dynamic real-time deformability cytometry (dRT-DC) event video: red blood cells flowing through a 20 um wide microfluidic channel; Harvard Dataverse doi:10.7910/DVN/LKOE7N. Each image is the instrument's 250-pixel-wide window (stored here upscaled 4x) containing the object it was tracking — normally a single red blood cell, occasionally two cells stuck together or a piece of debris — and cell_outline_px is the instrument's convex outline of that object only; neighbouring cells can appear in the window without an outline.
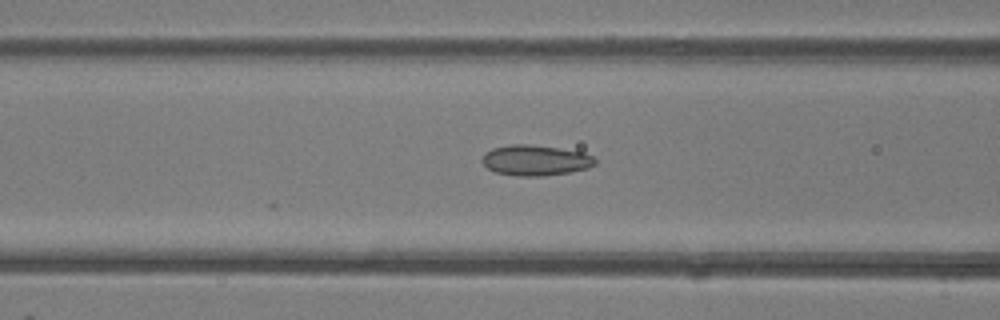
{"species": "common noctule bat (a hibernating species)", "species_latin": "Nyctalus noctula", "temperature_condition": "room temperature", "stored_images_in_passage": 17, "camera_frame_rate_fps": 3000, "um_per_image_px": 0.085, "animal": {"sex": "female"}, "frame": {"image": 1, "passage_image": 12, "time_ms": 3.667, "image_size_px": [1000, 320], "cell_outline_px": [[596, 164], [588, 168], [568, 172], [540, 176], [516, 176], [496, 172], [488, 168], [480, 160], [492, 148], [512, 144], [528, 144], [560, 148], [584, 152], [592, 156], [596, 160]], "centroid_in_image_um": [45.53, 13.62], "position_along_channel_um": 121.1, "area_um2": 20.0}}
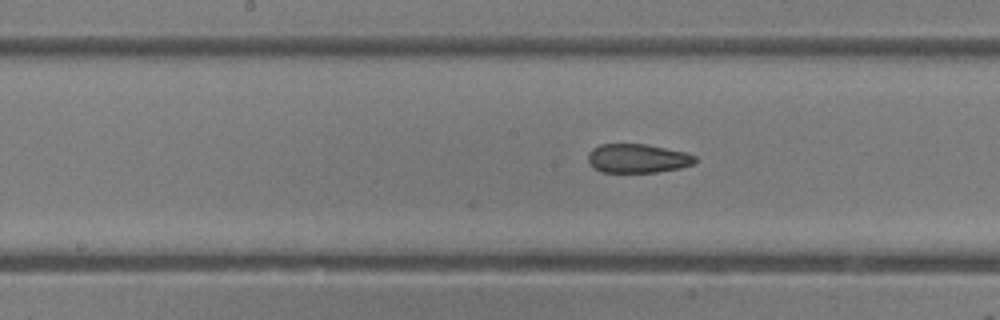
{"frame": {"image": 2, "passage_image": 17, "time_ms": 5.333, "image_size_px": [1000, 320], "cell_outline_px": [[696, 160], [692, 164], [680, 168], [656, 172], [600, 172], [592, 168], [588, 160], [588, 152], [592, 148], [600, 144], [648, 144], [684, 152], [696, 156]], "centroid_in_image_um": [54.15, 13.46], "position_along_channel_um": 194.1, "area_um2": 18.15}}